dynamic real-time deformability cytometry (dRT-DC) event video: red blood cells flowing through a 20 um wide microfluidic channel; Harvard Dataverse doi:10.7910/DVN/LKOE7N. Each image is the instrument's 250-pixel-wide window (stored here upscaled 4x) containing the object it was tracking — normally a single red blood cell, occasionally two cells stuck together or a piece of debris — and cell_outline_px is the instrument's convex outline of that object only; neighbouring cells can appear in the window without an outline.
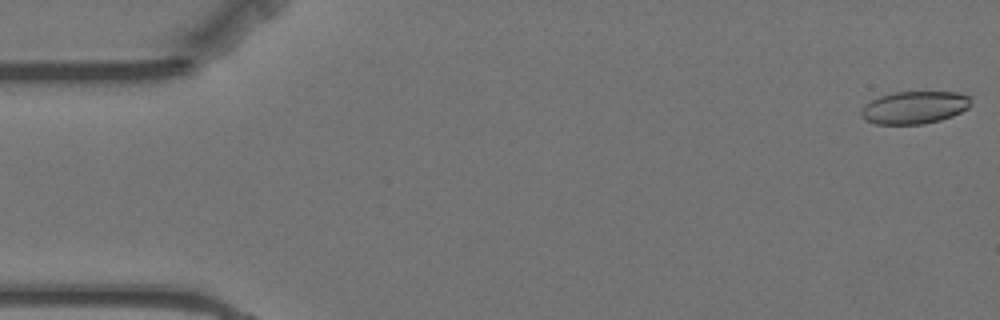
{"species": "Egyptian fruit bat (a non-hibernating species)", "species_latin": "Rousettus aegyptiacus", "temperature_condition": "warm", "stored_images_in_passage": 3, "camera_frame_rate_fps": 3000, "um_per_image_px": 0.085, "animal": {"sex": "female"}, "frame": {"image": 1, "passage_image": 1, "time_ms": 0.0, "image_size_px": [1000, 320], "cell_outline_px": [[972, 104], [968, 108], [952, 116], [940, 120], [924, 124], [876, 124], [864, 120], [860, 116], [860, 112], [872, 100], [880, 96], [892, 92], [956, 92], [972, 96]], "centroid_in_image_um": [77.77, 9.13], "position_along_channel_um": 7.2, "area_um2": 20.92}}